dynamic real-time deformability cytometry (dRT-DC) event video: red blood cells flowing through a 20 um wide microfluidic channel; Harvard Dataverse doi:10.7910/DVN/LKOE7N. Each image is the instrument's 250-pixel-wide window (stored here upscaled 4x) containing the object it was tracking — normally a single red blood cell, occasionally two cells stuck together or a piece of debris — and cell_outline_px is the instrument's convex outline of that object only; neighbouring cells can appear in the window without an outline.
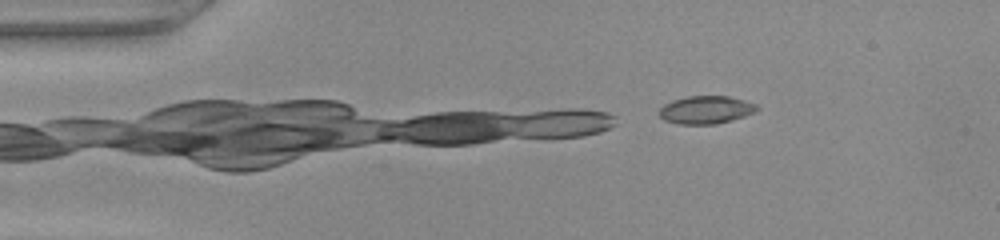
{"species": "common noctule bat (a hibernating species)", "species_latin": "Nyctalus noctula", "temperature_condition": "warm", "stored_images_in_passage": 8, "camera_frame_rate_fps": 3000, "um_per_image_px": 0.085, "animal": {"sex": "female", "body_mass_g": 22.0, "forearm_length_mm": 56.7}, "frame": {"image": 1, "passage_image": 3, "time_ms": 0.667, "image_size_px": [1000, 240], "cell_outline_px": [[760, 108], [756, 112], [732, 120], [716, 124], [676, 124], [664, 120], [660, 116], [660, 108], [664, 104], [672, 100], [688, 96], [728, 96], [744, 100], [756, 104]], "centroid_in_image_um": [60.01, 9.34], "position_along_channel_um": 25.0, "area_um2": 15.95}}